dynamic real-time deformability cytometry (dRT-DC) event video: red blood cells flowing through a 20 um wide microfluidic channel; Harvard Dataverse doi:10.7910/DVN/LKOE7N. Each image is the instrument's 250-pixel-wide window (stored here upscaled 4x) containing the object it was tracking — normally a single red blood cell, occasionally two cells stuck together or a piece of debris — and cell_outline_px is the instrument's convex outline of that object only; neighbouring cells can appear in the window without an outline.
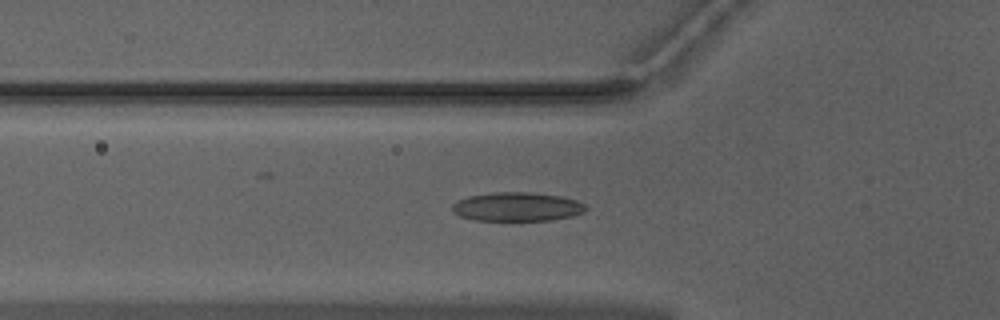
{"species": "Egyptian fruit bat (a non-hibernating species)", "species_latin": "Rousettus aegyptiacus", "temperature_condition": "warm", "stored_images_in_passage": 28, "camera_frame_rate_fps": 3000, "um_per_image_px": 0.085, "animal": {"sex": "male"}, "frame": {"image": 1, "passage_image": 11, "time_ms": 3.333, "image_size_px": [1000, 320], "cell_outline_px": [[588, 208], [584, 212], [572, 216], [552, 220], [512, 224], [472, 220], [460, 216], [452, 212], [452, 204], [456, 200], [468, 196], [492, 192], [528, 192], [560, 196], [576, 200], [584, 204]], "centroid_in_image_um": [43.9, 17.63], "position_along_channel_um": 81.9, "area_um2": 23.76}}
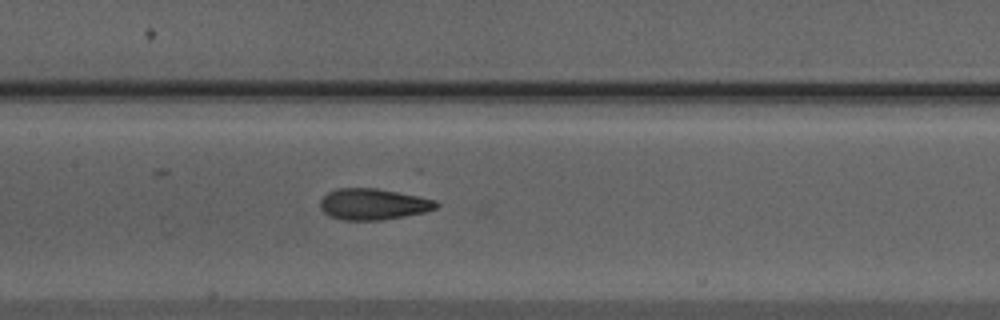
{"frame": {"image": 2, "passage_image": 18, "time_ms": 5.667, "image_size_px": [1000, 320], "cell_outline_px": [[440, 204], [436, 208], [424, 212], [404, 216], [380, 220], [344, 220], [328, 216], [320, 208], [320, 200], [328, 192], [336, 188], [376, 188], [436, 200]], "centroid_in_image_um": [31.69, 17.36], "position_along_channel_um": 175.7, "area_um2": 20.98}}
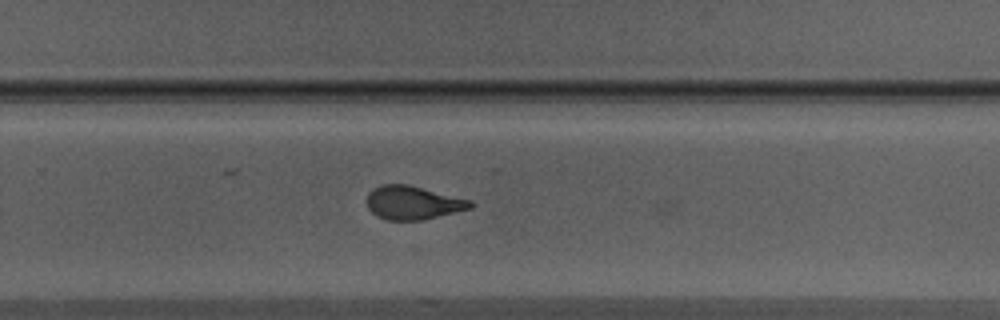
{"frame": {"image": 3, "passage_image": 27, "time_ms": 8.667, "image_size_px": [1000, 320], "cell_outline_px": [[476, 204], [472, 208], [424, 220], [388, 220], [376, 216], [368, 208], [368, 192], [372, 188], [380, 184], [408, 184], [472, 200]], "centroid_in_image_um": [35.12, 17.23], "position_along_channel_um": 294.7, "area_um2": 20.46}}